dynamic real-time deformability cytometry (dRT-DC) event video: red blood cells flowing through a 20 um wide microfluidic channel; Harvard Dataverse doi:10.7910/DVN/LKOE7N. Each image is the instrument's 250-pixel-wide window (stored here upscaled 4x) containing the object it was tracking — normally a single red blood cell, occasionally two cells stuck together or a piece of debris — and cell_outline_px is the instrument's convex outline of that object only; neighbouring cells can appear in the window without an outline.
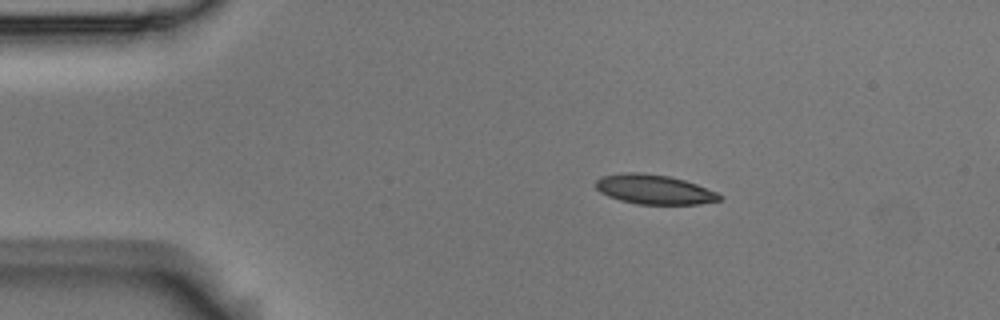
{"species": "Egyptian fruit bat (a non-hibernating species)", "species_latin": "Rousettus aegyptiacus", "temperature_condition": "room temperature", "stored_images_in_passage": 6, "camera_frame_rate_fps": 3000, "um_per_image_px": 0.085, "animal": {"sex": "male"}, "frame": {"image": 1, "passage_image": 1, "time_ms": 0.0, "image_size_px": [1000, 320], "cell_outline_px": [[724, 196], [720, 200], [700, 204], [636, 204], [620, 200], [608, 196], [600, 192], [596, 188], [596, 180], [600, 176], [624, 172], [644, 172], [668, 176], [684, 180], [696, 184], [716, 192]], "centroid_in_image_um": [55.58, 16.09], "position_along_channel_um": 29.4, "area_um2": 21.39}}
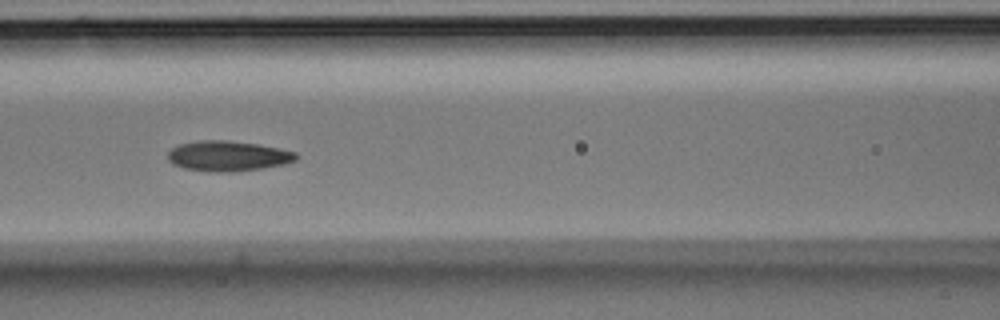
{"frame": {"image": 2, "passage_image": 5, "time_ms": 1.333, "image_size_px": [1000, 320], "cell_outline_px": [[296, 160], [284, 164], [260, 168], [232, 172], [208, 172], [184, 168], [172, 164], [168, 160], [168, 152], [172, 148], [180, 144], [196, 140], [228, 140], [256, 144], [280, 148], [296, 152]], "centroid_in_image_um": [19.33, 13.26], "position_along_channel_um": 147.3, "area_um2": 22.66}}
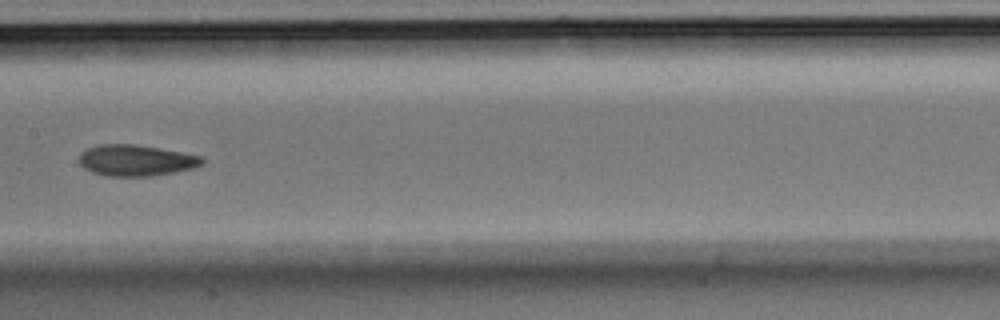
{"frame": {"image": 3, "passage_image": 6, "time_ms": 1.667, "image_size_px": [1000, 320], "cell_outline_px": [[204, 164], [192, 168], [152, 176], [108, 176], [92, 172], [84, 168], [80, 164], [80, 156], [88, 148], [100, 144], [132, 144], [180, 152], [200, 156], [204, 160]], "centroid_in_image_um": [11.55, 13.64], "position_along_channel_um": 195.9, "area_um2": 21.91}}